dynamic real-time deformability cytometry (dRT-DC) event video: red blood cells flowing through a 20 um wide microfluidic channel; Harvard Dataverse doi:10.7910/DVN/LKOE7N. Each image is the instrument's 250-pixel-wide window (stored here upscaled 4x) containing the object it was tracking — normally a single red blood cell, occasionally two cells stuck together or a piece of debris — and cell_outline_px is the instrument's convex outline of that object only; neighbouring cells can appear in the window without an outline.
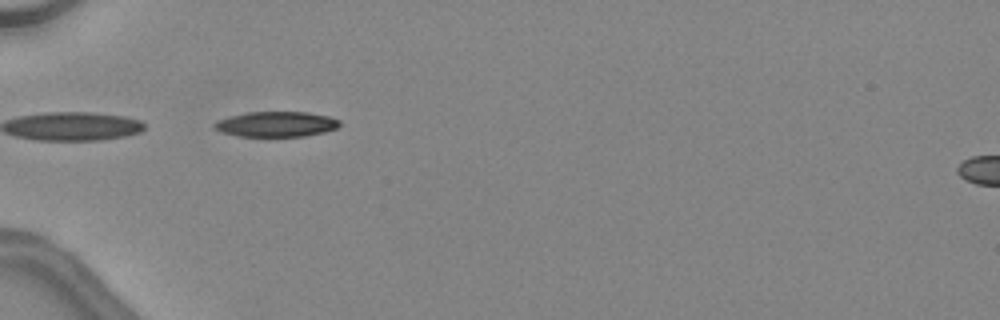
{"species": "common noctule bat (a hibernating species)", "species_latin": "Nyctalus noctula", "temperature_condition": "warm", "stored_images_in_passage": 4, "camera_frame_rate_fps": 3000, "um_per_image_px": 0.085, "animal": {"sex": "female", "body_mass_g": 24.6, "forearm_length_mm": 56.2}, "frame": {"image": 1, "passage_image": 1, "time_ms": 0.0, "image_size_px": [1000, 320], "cell_outline_px": [[340, 124], [336, 128], [324, 132], [304, 136], [236, 136], [220, 132], [212, 128], [212, 124], [228, 116], [248, 112], [308, 112], [328, 116], [340, 120]], "centroid_in_image_um": [23.44, 10.55], "position_along_channel_um": 61.6, "area_um2": 18.5}}